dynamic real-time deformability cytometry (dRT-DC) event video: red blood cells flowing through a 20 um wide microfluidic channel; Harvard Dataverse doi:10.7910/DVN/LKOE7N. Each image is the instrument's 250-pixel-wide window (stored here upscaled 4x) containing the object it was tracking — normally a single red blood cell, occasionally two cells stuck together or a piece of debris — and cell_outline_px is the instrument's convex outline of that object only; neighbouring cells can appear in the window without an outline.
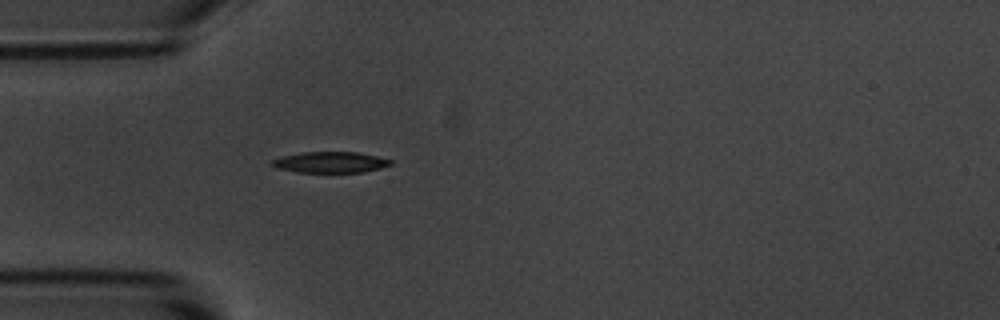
{"species": "common noctule bat (a hibernating species)", "species_latin": "Nyctalus noctula", "temperature_condition": "room temperature", "stored_images_in_passage": 40, "camera_frame_rate_fps": 3000, "um_per_image_px": 0.085, "animal": {"sex": "male", "body_mass_g": 20.1, "forearm_length_mm": 53.5}, "frame": {"image": 1, "passage_image": 1, "time_ms": 0.0, "image_size_px": [1000, 320], "cell_outline_px": [[392, 164], [380, 168], [364, 172], [296, 172], [276, 168], [268, 164], [272, 160], [284, 156], [300, 152], [356, 152], [376, 156], [392, 160]], "centroid_in_image_um": [28.04, 13.79], "position_along_channel_um": 57.0, "area_um2": 14.51}}
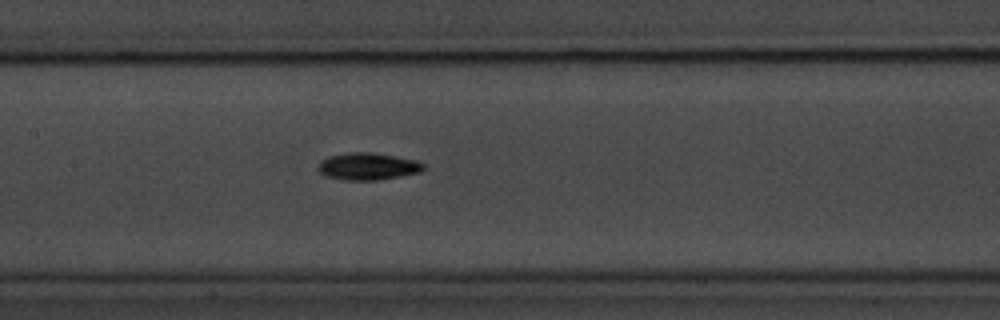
{"frame": {"image": 2, "passage_image": 11, "time_ms": 3.333, "image_size_px": [1000, 320], "cell_outline_px": [[424, 168], [420, 172], [380, 180], [344, 180], [328, 176], [320, 172], [316, 168], [320, 160], [328, 156], [348, 152], [368, 152], [416, 160], [424, 164]], "centroid_in_image_um": [31.22, 14.14], "position_along_channel_um": 176.2, "area_um2": 16.59}}
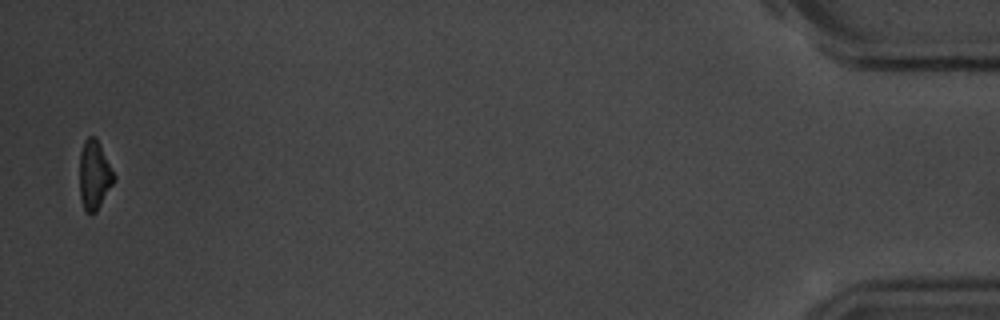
{"frame": {"image": 3, "passage_image": 39, "time_ms": 12.667, "image_size_px": [1000, 320], "cell_outline_px": [[116, 180], [96, 212], [88, 212], [84, 208], [80, 196], [80, 152], [84, 140], [88, 136], [96, 136], [116, 176]], "centroid_in_image_um": [8.04, 14.84], "position_along_channel_um": 427.2, "area_um2": 13.87}, "authors_computed_cell_mechanics": {"area_um2": 15.0858, "velocity_mm_per_s": 3.6689, "shape_relaxation_time_tau1_ms": 2.6108, "shape_relaxation_time_tau2_ms": null, "deformation_change_tau1": 0.1179, "deformation_change_tau2": null}}